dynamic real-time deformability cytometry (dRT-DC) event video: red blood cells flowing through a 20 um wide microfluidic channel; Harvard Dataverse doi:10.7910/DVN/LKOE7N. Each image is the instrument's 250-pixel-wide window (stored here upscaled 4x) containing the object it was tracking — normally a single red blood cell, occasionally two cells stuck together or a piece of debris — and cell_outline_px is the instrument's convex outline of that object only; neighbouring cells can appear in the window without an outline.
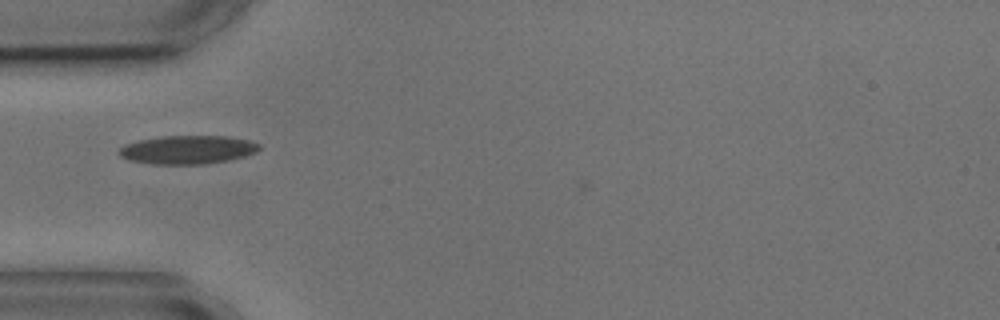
{"species": "common noctule bat (a hibernating species)", "species_latin": "Nyctalus noctula", "temperature_condition": "cold", "stored_images_in_passage": 5, "camera_frame_rate_fps": 3000, "um_per_image_px": 0.085, "animal": {"sex": "male", "body_mass_g": 17.9, "forearm_length_mm": 54.2}, "frame": {"image": 1, "passage_image": 4, "time_ms": 3.667, "image_size_px": [1000, 320], "cell_outline_px": [[260, 148], [256, 152], [244, 156], [228, 160], [204, 164], [152, 164], [128, 160], [120, 156], [116, 152], [124, 144], [136, 140], [164, 136], [228, 136], [248, 140], [260, 144]], "centroid_in_image_um": [15.9, 12.72], "position_along_channel_um": 69.1, "area_um2": 23.41}}